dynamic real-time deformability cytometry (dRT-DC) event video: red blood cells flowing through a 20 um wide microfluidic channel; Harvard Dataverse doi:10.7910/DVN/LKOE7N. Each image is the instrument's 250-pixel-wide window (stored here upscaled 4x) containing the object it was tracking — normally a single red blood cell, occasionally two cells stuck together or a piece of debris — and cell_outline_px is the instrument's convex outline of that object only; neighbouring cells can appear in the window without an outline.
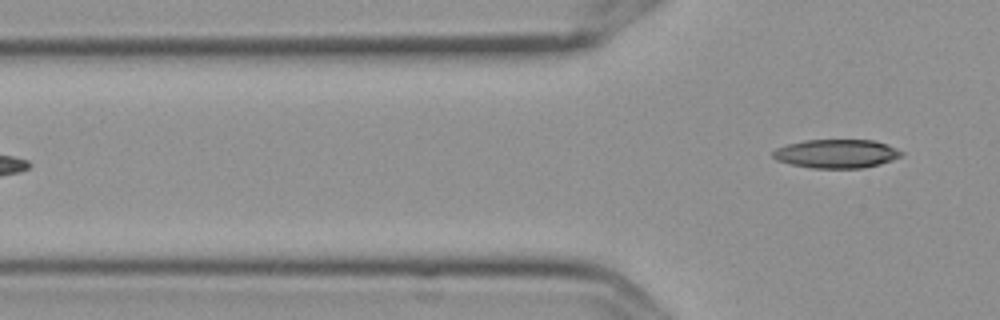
{"species": "Egyptian fruit bat (a non-hibernating species)", "species_latin": "Rousettus aegyptiacus", "temperature_condition": "cold", "stored_images_in_passage": 3, "segment_of_instrument_passage": [2, 2], "camera_frame_rate_fps": 3000, "um_per_image_px": 0.085, "frame": {"image": 1, "passage_image": 3, "time_ms": 0.667, "image_size_px": [1000, 320], "cell_outline_px": [[904, 152], [900, 156], [892, 160], [880, 164], [860, 168], [812, 168], [792, 164], [776, 160], [772, 156], [772, 152], [776, 148], [788, 144], [804, 140], [872, 140], [888, 144]], "centroid_in_image_um": [71.1, 13.06], "position_along_channel_um": 54.7, "area_um2": 21.44}}